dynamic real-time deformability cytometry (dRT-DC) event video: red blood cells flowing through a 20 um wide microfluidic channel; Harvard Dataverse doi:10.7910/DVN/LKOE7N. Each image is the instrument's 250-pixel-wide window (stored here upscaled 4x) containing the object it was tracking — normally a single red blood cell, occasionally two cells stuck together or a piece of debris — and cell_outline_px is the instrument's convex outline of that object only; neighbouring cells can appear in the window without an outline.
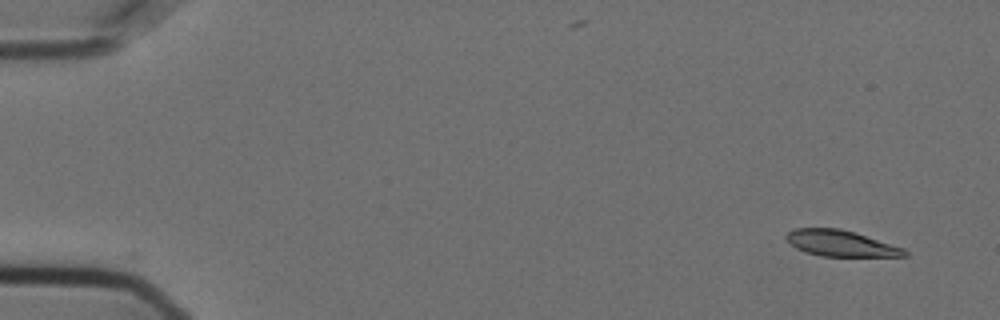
{"species": "Egyptian fruit bat (a non-hibernating species)", "species_latin": "Rousettus aegyptiacus", "temperature_condition": "cold", "stored_images_in_passage": 55, "camera_frame_rate_fps": 3000, "um_per_image_px": 0.085, "animal": {"sex": "female"}, "frame": {"image": 1, "passage_image": 1, "time_ms": 0.0, "image_size_px": [1000, 320], "cell_outline_px": [[908, 256], [820, 256], [804, 252], [796, 248], [784, 236], [788, 232], [796, 228], [840, 228], [904, 248], [908, 252]], "centroid_in_image_um": [71.44, 20.69], "position_along_channel_um": 13.6, "area_um2": 17.74}}
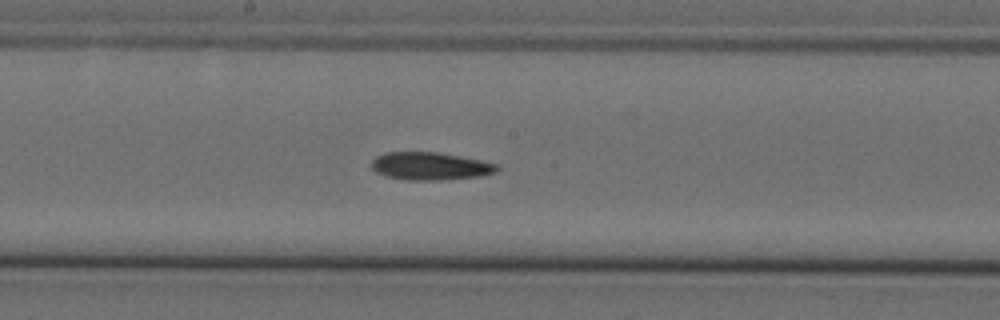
{"frame": {"image": 2, "passage_image": 28, "time_ms": 9.0, "image_size_px": [1000, 320], "cell_outline_px": [[500, 168], [496, 172], [480, 176], [440, 180], [408, 180], [384, 176], [376, 172], [372, 168], [372, 160], [376, 156], [384, 152], [436, 152], [460, 156], [500, 164]], "centroid_in_image_um": [36.57, 14.12], "position_along_channel_um": 211.6, "area_um2": 20.4}}
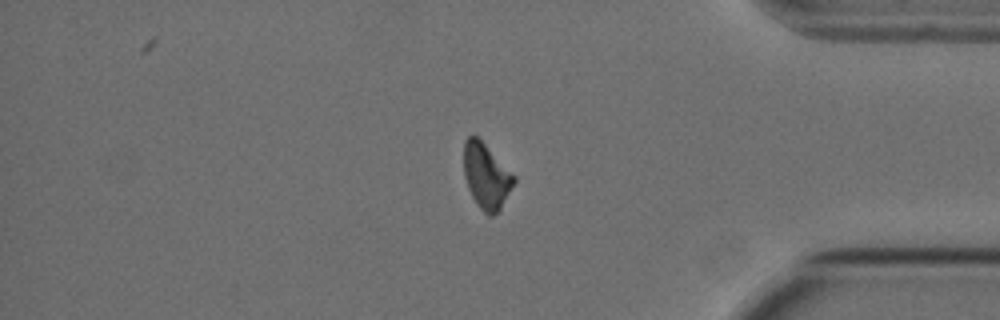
{"frame": {"image": 3, "passage_image": 45, "time_ms": 14.667, "image_size_px": [1000, 320], "cell_outline_px": [[516, 180], [500, 208], [492, 216], [488, 216], [476, 204], [468, 188], [464, 176], [464, 140], [468, 136], [476, 136], [516, 176]], "centroid_in_image_um": [41.32, 14.97], "position_along_channel_um": 393.9, "area_um2": 18.79}}